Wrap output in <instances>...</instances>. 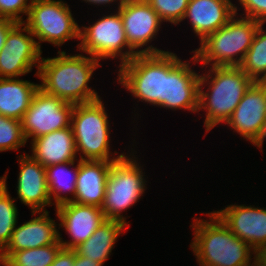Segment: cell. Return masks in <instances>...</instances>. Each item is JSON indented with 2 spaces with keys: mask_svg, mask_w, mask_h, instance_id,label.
<instances>
[{
  "mask_svg": "<svg viewBox=\"0 0 266 266\" xmlns=\"http://www.w3.org/2000/svg\"><path fill=\"white\" fill-rule=\"evenodd\" d=\"M99 60L82 54L67 55L58 51L53 58H42L38 74L39 88L45 93L73 104L89 103L99 100L98 93L88 86Z\"/></svg>",
  "mask_w": 266,
  "mask_h": 266,
  "instance_id": "6da1fadb",
  "label": "cell"
},
{
  "mask_svg": "<svg viewBox=\"0 0 266 266\" xmlns=\"http://www.w3.org/2000/svg\"><path fill=\"white\" fill-rule=\"evenodd\" d=\"M206 215L209 221L194 218L190 225L194 229L190 248L198 265L254 266L251 257L255 251L235 236L214 212H208Z\"/></svg>",
  "mask_w": 266,
  "mask_h": 266,
  "instance_id": "7a4b0ae2",
  "label": "cell"
},
{
  "mask_svg": "<svg viewBox=\"0 0 266 266\" xmlns=\"http://www.w3.org/2000/svg\"><path fill=\"white\" fill-rule=\"evenodd\" d=\"M207 71L200 74L198 112L206 110L208 133L217 124L226 123L254 81L239 66L210 67ZM207 85L205 91L203 86Z\"/></svg>",
  "mask_w": 266,
  "mask_h": 266,
  "instance_id": "3957f363",
  "label": "cell"
},
{
  "mask_svg": "<svg viewBox=\"0 0 266 266\" xmlns=\"http://www.w3.org/2000/svg\"><path fill=\"white\" fill-rule=\"evenodd\" d=\"M234 16L221 28L208 35L200 47L192 50L191 62L202 63V67L240 66L249 50L254 35L261 24L251 18ZM242 15V16H241ZM237 16V17H236ZM239 57V58H238Z\"/></svg>",
  "mask_w": 266,
  "mask_h": 266,
  "instance_id": "277c9868",
  "label": "cell"
},
{
  "mask_svg": "<svg viewBox=\"0 0 266 266\" xmlns=\"http://www.w3.org/2000/svg\"><path fill=\"white\" fill-rule=\"evenodd\" d=\"M101 99L74 104L70 126L80 160L117 161L126 155L114 156L110 151L108 113Z\"/></svg>",
  "mask_w": 266,
  "mask_h": 266,
  "instance_id": "5b68a950",
  "label": "cell"
},
{
  "mask_svg": "<svg viewBox=\"0 0 266 266\" xmlns=\"http://www.w3.org/2000/svg\"><path fill=\"white\" fill-rule=\"evenodd\" d=\"M112 163L105 188L104 201L101 210L107 220H116L124 223L126 216L121 215L123 211L139 202L145 193V172L134 152ZM131 156V157H130ZM135 159V160H134ZM144 173V174H143Z\"/></svg>",
  "mask_w": 266,
  "mask_h": 266,
  "instance_id": "8992f818",
  "label": "cell"
},
{
  "mask_svg": "<svg viewBox=\"0 0 266 266\" xmlns=\"http://www.w3.org/2000/svg\"><path fill=\"white\" fill-rule=\"evenodd\" d=\"M118 84L135 99L165 108V52L137 54L119 65Z\"/></svg>",
  "mask_w": 266,
  "mask_h": 266,
  "instance_id": "52a82bcc",
  "label": "cell"
},
{
  "mask_svg": "<svg viewBox=\"0 0 266 266\" xmlns=\"http://www.w3.org/2000/svg\"><path fill=\"white\" fill-rule=\"evenodd\" d=\"M24 20L40 49L41 42L60 47L70 39L80 40V27L62 0H33Z\"/></svg>",
  "mask_w": 266,
  "mask_h": 266,
  "instance_id": "ba28073f",
  "label": "cell"
},
{
  "mask_svg": "<svg viewBox=\"0 0 266 266\" xmlns=\"http://www.w3.org/2000/svg\"><path fill=\"white\" fill-rule=\"evenodd\" d=\"M115 13L102 16L90 26L82 25L80 27V43L77 48L79 51L85 52V55L99 61L100 59L120 57L118 59L122 65L130 61L137 53L127 42L119 10Z\"/></svg>",
  "mask_w": 266,
  "mask_h": 266,
  "instance_id": "9c48e42d",
  "label": "cell"
},
{
  "mask_svg": "<svg viewBox=\"0 0 266 266\" xmlns=\"http://www.w3.org/2000/svg\"><path fill=\"white\" fill-rule=\"evenodd\" d=\"M74 104L39 88L32 97L21 123L26 141L70 127Z\"/></svg>",
  "mask_w": 266,
  "mask_h": 266,
  "instance_id": "30bf717a",
  "label": "cell"
},
{
  "mask_svg": "<svg viewBox=\"0 0 266 266\" xmlns=\"http://www.w3.org/2000/svg\"><path fill=\"white\" fill-rule=\"evenodd\" d=\"M41 54L34 35L24 23L17 22L9 30L0 51V78H19L32 71L34 66L38 74Z\"/></svg>",
  "mask_w": 266,
  "mask_h": 266,
  "instance_id": "8fae6325",
  "label": "cell"
},
{
  "mask_svg": "<svg viewBox=\"0 0 266 266\" xmlns=\"http://www.w3.org/2000/svg\"><path fill=\"white\" fill-rule=\"evenodd\" d=\"M176 53L165 52V108L198 112L200 74Z\"/></svg>",
  "mask_w": 266,
  "mask_h": 266,
  "instance_id": "7c38bea8",
  "label": "cell"
},
{
  "mask_svg": "<svg viewBox=\"0 0 266 266\" xmlns=\"http://www.w3.org/2000/svg\"><path fill=\"white\" fill-rule=\"evenodd\" d=\"M117 10H119L123 21L127 42L134 51L136 50L137 54L167 52L147 44L157 36L163 23L147 2H124ZM144 46L147 47L143 49Z\"/></svg>",
  "mask_w": 266,
  "mask_h": 266,
  "instance_id": "4fadbf2b",
  "label": "cell"
},
{
  "mask_svg": "<svg viewBox=\"0 0 266 266\" xmlns=\"http://www.w3.org/2000/svg\"><path fill=\"white\" fill-rule=\"evenodd\" d=\"M60 227L72 240L64 241L59 232V241L64 249L74 250L85 242L107 220L100 207L68 202L55 207Z\"/></svg>",
  "mask_w": 266,
  "mask_h": 266,
  "instance_id": "5bb4252c",
  "label": "cell"
},
{
  "mask_svg": "<svg viewBox=\"0 0 266 266\" xmlns=\"http://www.w3.org/2000/svg\"><path fill=\"white\" fill-rule=\"evenodd\" d=\"M213 212L254 251L266 243V208L232 204Z\"/></svg>",
  "mask_w": 266,
  "mask_h": 266,
  "instance_id": "9a60e30c",
  "label": "cell"
},
{
  "mask_svg": "<svg viewBox=\"0 0 266 266\" xmlns=\"http://www.w3.org/2000/svg\"><path fill=\"white\" fill-rule=\"evenodd\" d=\"M266 123L262 80L254 81L246 90L231 117L226 121L241 137L254 143Z\"/></svg>",
  "mask_w": 266,
  "mask_h": 266,
  "instance_id": "2e32d148",
  "label": "cell"
},
{
  "mask_svg": "<svg viewBox=\"0 0 266 266\" xmlns=\"http://www.w3.org/2000/svg\"><path fill=\"white\" fill-rule=\"evenodd\" d=\"M39 216L30 219L19 226H15L10 242L0 253V258L7 259L14 251L30 248H38L51 244H61L59 241V229L57 230L55 220L49 217V212H32Z\"/></svg>",
  "mask_w": 266,
  "mask_h": 266,
  "instance_id": "e0dca14e",
  "label": "cell"
},
{
  "mask_svg": "<svg viewBox=\"0 0 266 266\" xmlns=\"http://www.w3.org/2000/svg\"><path fill=\"white\" fill-rule=\"evenodd\" d=\"M18 161V198L22 204L30 206L32 212L47 211L45 207L52 206L53 203L48 190L45 167L26 153L20 155Z\"/></svg>",
  "mask_w": 266,
  "mask_h": 266,
  "instance_id": "ac0fdd59",
  "label": "cell"
},
{
  "mask_svg": "<svg viewBox=\"0 0 266 266\" xmlns=\"http://www.w3.org/2000/svg\"><path fill=\"white\" fill-rule=\"evenodd\" d=\"M235 5L231 0H190L183 20H190L193 32L202 42L234 16Z\"/></svg>",
  "mask_w": 266,
  "mask_h": 266,
  "instance_id": "d6986e66",
  "label": "cell"
},
{
  "mask_svg": "<svg viewBox=\"0 0 266 266\" xmlns=\"http://www.w3.org/2000/svg\"><path fill=\"white\" fill-rule=\"evenodd\" d=\"M31 151L32 154L30 156L44 167L78 161V153L71 126L32 139Z\"/></svg>",
  "mask_w": 266,
  "mask_h": 266,
  "instance_id": "ffe728a7",
  "label": "cell"
},
{
  "mask_svg": "<svg viewBox=\"0 0 266 266\" xmlns=\"http://www.w3.org/2000/svg\"><path fill=\"white\" fill-rule=\"evenodd\" d=\"M115 161L80 160L73 202L100 207L103 204L107 177Z\"/></svg>",
  "mask_w": 266,
  "mask_h": 266,
  "instance_id": "44dd1931",
  "label": "cell"
},
{
  "mask_svg": "<svg viewBox=\"0 0 266 266\" xmlns=\"http://www.w3.org/2000/svg\"><path fill=\"white\" fill-rule=\"evenodd\" d=\"M39 84L19 78H0V115L22 120Z\"/></svg>",
  "mask_w": 266,
  "mask_h": 266,
  "instance_id": "7402d4cb",
  "label": "cell"
},
{
  "mask_svg": "<svg viewBox=\"0 0 266 266\" xmlns=\"http://www.w3.org/2000/svg\"><path fill=\"white\" fill-rule=\"evenodd\" d=\"M128 226L116 220H105L96 231L74 250L80 255L104 265L109 258L118 236L126 231Z\"/></svg>",
  "mask_w": 266,
  "mask_h": 266,
  "instance_id": "603a6c76",
  "label": "cell"
},
{
  "mask_svg": "<svg viewBox=\"0 0 266 266\" xmlns=\"http://www.w3.org/2000/svg\"><path fill=\"white\" fill-rule=\"evenodd\" d=\"M74 165L75 162L71 161L45 167L49 194L51 196V201L55 200L53 205L56 207L68 202H73L76 192L79 160L75 167ZM69 166H72L74 169L70 168V170ZM66 194H70L72 197L70 198V196L68 197Z\"/></svg>",
  "mask_w": 266,
  "mask_h": 266,
  "instance_id": "cb8c5ba5",
  "label": "cell"
},
{
  "mask_svg": "<svg viewBox=\"0 0 266 266\" xmlns=\"http://www.w3.org/2000/svg\"><path fill=\"white\" fill-rule=\"evenodd\" d=\"M260 24L245 58L239 66L253 81L266 79V31ZM263 74V75H262Z\"/></svg>",
  "mask_w": 266,
  "mask_h": 266,
  "instance_id": "d4e9b609",
  "label": "cell"
},
{
  "mask_svg": "<svg viewBox=\"0 0 266 266\" xmlns=\"http://www.w3.org/2000/svg\"><path fill=\"white\" fill-rule=\"evenodd\" d=\"M7 173L1 177L0 183V253L6 248L12 233L17 226L18 208L7 188Z\"/></svg>",
  "mask_w": 266,
  "mask_h": 266,
  "instance_id": "484cf974",
  "label": "cell"
},
{
  "mask_svg": "<svg viewBox=\"0 0 266 266\" xmlns=\"http://www.w3.org/2000/svg\"><path fill=\"white\" fill-rule=\"evenodd\" d=\"M61 244H51L38 248L14 251L2 266H51L62 249Z\"/></svg>",
  "mask_w": 266,
  "mask_h": 266,
  "instance_id": "4316f807",
  "label": "cell"
},
{
  "mask_svg": "<svg viewBox=\"0 0 266 266\" xmlns=\"http://www.w3.org/2000/svg\"><path fill=\"white\" fill-rule=\"evenodd\" d=\"M26 143L21 121L0 115V152L18 150Z\"/></svg>",
  "mask_w": 266,
  "mask_h": 266,
  "instance_id": "83f0119b",
  "label": "cell"
},
{
  "mask_svg": "<svg viewBox=\"0 0 266 266\" xmlns=\"http://www.w3.org/2000/svg\"><path fill=\"white\" fill-rule=\"evenodd\" d=\"M190 0H148L163 22L177 25L183 21Z\"/></svg>",
  "mask_w": 266,
  "mask_h": 266,
  "instance_id": "f1b7e54d",
  "label": "cell"
},
{
  "mask_svg": "<svg viewBox=\"0 0 266 266\" xmlns=\"http://www.w3.org/2000/svg\"><path fill=\"white\" fill-rule=\"evenodd\" d=\"M33 0H0V17L24 22L21 14L28 15Z\"/></svg>",
  "mask_w": 266,
  "mask_h": 266,
  "instance_id": "f546056e",
  "label": "cell"
},
{
  "mask_svg": "<svg viewBox=\"0 0 266 266\" xmlns=\"http://www.w3.org/2000/svg\"><path fill=\"white\" fill-rule=\"evenodd\" d=\"M241 7L245 10L246 18H251L260 22L266 23V0H238Z\"/></svg>",
  "mask_w": 266,
  "mask_h": 266,
  "instance_id": "4dcf8cb0",
  "label": "cell"
},
{
  "mask_svg": "<svg viewBox=\"0 0 266 266\" xmlns=\"http://www.w3.org/2000/svg\"><path fill=\"white\" fill-rule=\"evenodd\" d=\"M75 260V250L62 248L51 266H73Z\"/></svg>",
  "mask_w": 266,
  "mask_h": 266,
  "instance_id": "1f68e13d",
  "label": "cell"
},
{
  "mask_svg": "<svg viewBox=\"0 0 266 266\" xmlns=\"http://www.w3.org/2000/svg\"><path fill=\"white\" fill-rule=\"evenodd\" d=\"M17 22L5 18L0 17V51L5 45L6 36L9 32V30L16 24Z\"/></svg>",
  "mask_w": 266,
  "mask_h": 266,
  "instance_id": "d6a6232c",
  "label": "cell"
},
{
  "mask_svg": "<svg viewBox=\"0 0 266 266\" xmlns=\"http://www.w3.org/2000/svg\"><path fill=\"white\" fill-rule=\"evenodd\" d=\"M254 266H266V243L255 250Z\"/></svg>",
  "mask_w": 266,
  "mask_h": 266,
  "instance_id": "836d02e7",
  "label": "cell"
},
{
  "mask_svg": "<svg viewBox=\"0 0 266 266\" xmlns=\"http://www.w3.org/2000/svg\"><path fill=\"white\" fill-rule=\"evenodd\" d=\"M73 266H103V264H101L98 261H93L92 259H88L83 256H80L75 251V260H74Z\"/></svg>",
  "mask_w": 266,
  "mask_h": 266,
  "instance_id": "e575fe53",
  "label": "cell"
},
{
  "mask_svg": "<svg viewBox=\"0 0 266 266\" xmlns=\"http://www.w3.org/2000/svg\"><path fill=\"white\" fill-rule=\"evenodd\" d=\"M82 1H84V2H86V3H90V4H93V5H97V6H100V5H110V3H112L113 4V2L114 3H117L118 1V7L117 8H119L123 3H124V0H82ZM117 1V2H116Z\"/></svg>",
  "mask_w": 266,
  "mask_h": 266,
  "instance_id": "d590c367",
  "label": "cell"
},
{
  "mask_svg": "<svg viewBox=\"0 0 266 266\" xmlns=\"http://www.w3.org/2000/svg\"><path fill=\"white\" fill-rule=\"evenodd\" d=\"M266 138V123L262 128V131L260 133V136L257 138V140L253 143V145L257 146L259 149L262 150L263 140Z\"/></svg>",
  "mask_w": 266,
  "mask_h": 266,
  "instance_id": "8d00e7d4",
  "label": "cell"
},
{
  "mask_svg": "<svg viewBox=\"0 0 266 266\" xmlns=\"http://www.w3.org/2000/svg\"><path fill=\"white\" fill-rule=\"evenodd\" d=\"M262 89L264 91V105L266 111V79L262 80Z\"/></svg>",
  "mask_w": 266,
  "mask_h": 266,
  "instance_id": "74e56055",
  "label": "cell"
},
{
  "mask_svg": "<svg viewBox=\"0 0 266 266\" xmlns=\"http://www.w3.org/2000/svg\"><path fill=\"white\" fill-rule=\"evenodd\" d=\"M148 0H124V2H147Z\"/></svg>",
  "mask_w": 266,
  "mask_h": 266,
  "instance_id": "f35d334b",
  "label": "cell"
},
{
  "mask_svg": "<svg viewBox=\"0 0 266 266\" xmlns=\"http://www.w3.org/2000/svg\"><path fill=\"white\" fill-rule=\"evenodd\" d=\"M3 265V259L0 258V266Z\"/></svg>",
  "mask_w": 266,
  "mask_h": 266,
  "instance_id": "ab89813d",
  "label": "cell"
}]
</instances>
